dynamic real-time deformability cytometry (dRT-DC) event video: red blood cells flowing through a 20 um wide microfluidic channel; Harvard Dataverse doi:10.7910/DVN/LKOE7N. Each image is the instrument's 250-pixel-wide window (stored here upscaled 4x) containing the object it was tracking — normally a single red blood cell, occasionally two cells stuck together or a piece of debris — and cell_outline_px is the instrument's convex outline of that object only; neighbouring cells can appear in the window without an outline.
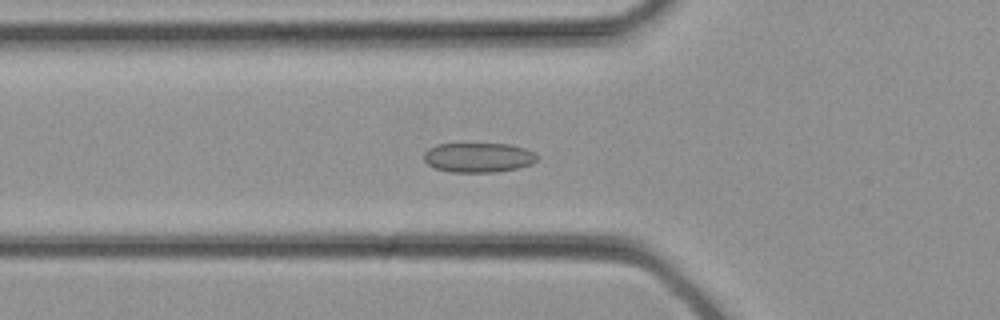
{"species": "common noctule bat (a hibernating species)", "species_latin": "Nyctalus noctula", "temperature_condition": "cold", "stored_images_in_passage": 33, "camera_frame_rate_fps": 3000, "um_per_image_px": 0.085, "animal": {"sex": "female", "body_mass_g": 21.9}, "frame": {"image": 1, "passage_image": 11, "time_ms": 3.333, "image_size_px": [1000, 320], "cell_outline_px": [[540, 156], [532, 164], [516, 168], [496, 172], [452, 172], [436, 168], [428, 164], [424, 160], [424, 152], [428, 148], [436, 144], [512, 144], [536, 152]], "centroid_in_image_um": [40.69, 13.38], "position_along_channel_um": 85.1, "area_um2": 19.65}}
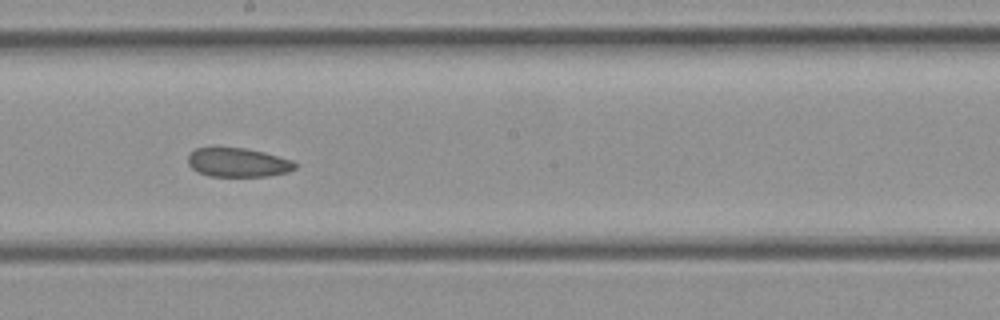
{"frame": {"image": 2, "passage_image": 18, "time_ms": 5.667, "image_size_px": [1000, 320], "cell_outline_px": [[296, 168], [288, 172], [268, 176], [208, 176], [196, 172], [188, 164], [188, 156], [196, 148], [244, 148], [264, 152], [292, 160], [296, 164]], "centroid_in_image_um": [20.22, 13.82], "position_along_channel_um": 228.0, "area_um2": 18.03}}
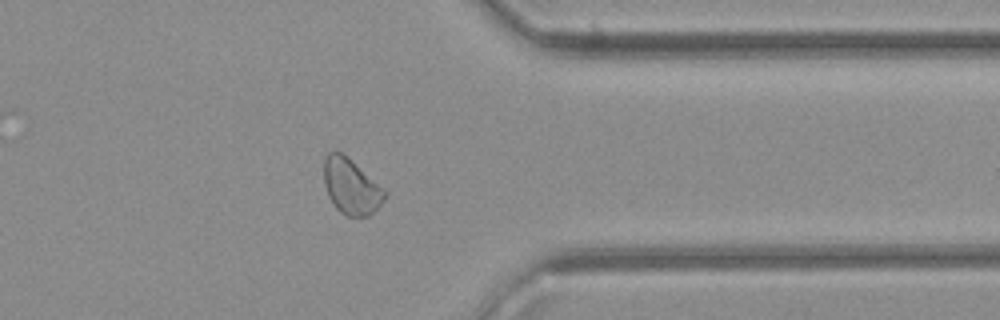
{"frame": {"image": 3, "passage_image": 26, "time_ms": 8.333, "image_size_px": [1000, 320], "cell_outline_px": [[388, 196], [368, 216], [344, 216], [336, 208], [328, 196], [324, 184], [324, 156], [328, 152], [340, 152], [384, 188], [388, 192]], "centroid_in_image_um": [29.83, 15.87], "position_along_channel_um": 381.6, "area_um2": 19.48}}